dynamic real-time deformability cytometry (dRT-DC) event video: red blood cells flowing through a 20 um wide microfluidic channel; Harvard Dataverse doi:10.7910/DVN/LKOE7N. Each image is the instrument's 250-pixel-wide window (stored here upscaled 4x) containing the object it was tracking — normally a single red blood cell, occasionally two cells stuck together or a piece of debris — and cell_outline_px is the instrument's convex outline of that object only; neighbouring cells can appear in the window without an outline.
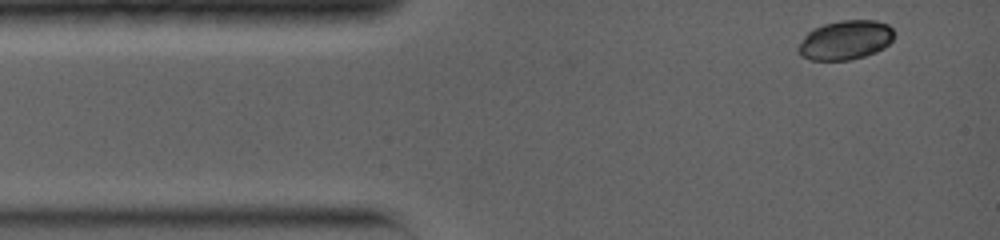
{"species": "common noctule bat (a hibernating species)", "species_latin": "Nyctalus noctula", "temperature_condition": "warm", "stored_images_in_passage": 12, "camera_frame_rate_fps": 5000, "um_per_image_px": 0.085, "animal": {"sex": "female", "body_mass_g": 19.0, "forearm_length_mm": 56.7}, "frame": {"image": 1, "passage_image": 1, "time_ms": 0.0, "image_size_px": [1000, 240], "cell_outline_px": [[892, 40], [884, 48], [876, 52], [852, 60], [812, 60], [800, 56], [796, 52], [796, 48], [804, 36], [812, 28], [824, 24], [840, 20], [876, 20], [888, 24], [892, 28]], "centroid_in_image_um": [71.82, 3.41], "position_along_channel_um": 13.2, "area_um2": 22.14}}
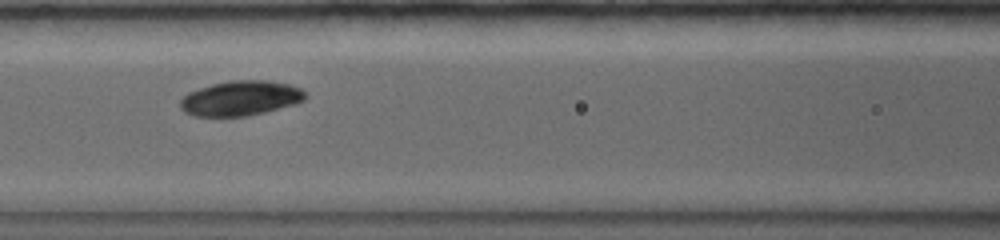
{"frame": {"image": 2, "passage_image": 7, "time_ms": 4.8, "image_size_px": [1000, 240], "cell_outline_px": [[308, 96], [304, 100], [296, 104], [264, 112], [244, 116], [196, 116], [184, 112], [180, 108], [180, 100], [188, 92], [212, 84], [228, 80], [268, 80], [288, 84], [300, 88]], "centroid_in_image_um": [20.45, 8.34], "position_along_channel_um": 146.1, "area_um2": 25.43}}
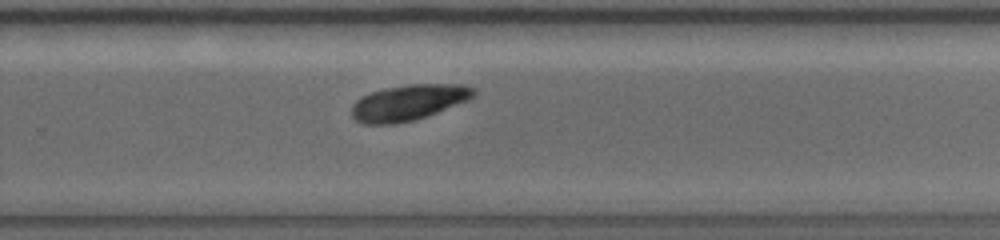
{"frame": {"image": 3, "passage_image": 12, "time_ms": 8.6, "image_size_px": [1000, 240], "cell_outline_px": [[476, 92], [468, 100], [436, 112], [412, 120], [396, 124], [364, 124], [356, 120], [352, 116], [352, 104], [360, 96], [384, 88], [408, 84], [464, 84], [476, 88]], "centroid_in_image_um": [34.7, 8.7], "position_along_channel_um": 295.1, "area_um2": 25.32}}